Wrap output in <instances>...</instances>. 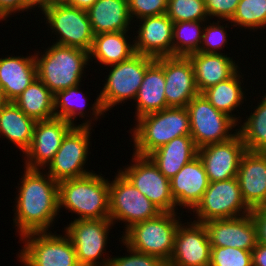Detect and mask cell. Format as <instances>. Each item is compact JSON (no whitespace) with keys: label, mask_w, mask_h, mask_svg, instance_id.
I'll return each instance as SVG.
<instances>
[{"label":"cell","mask_w":266,"mask_h":266,"mask_svg":"<svg viewBox=\"0 0 266 266\" xmlns=\"http://www.w3.org/2000/svg\"><path fill=\"white\" fill-rule=\"evenodd\" d=\"M239 71L229 79L219 82L201 93L217 110L229 115L237 123H240L242 119H239L240 116L236 117L232 111L237 110L236 108L244 103V99L246 101L244 87L241 86L240 80L242 76Z\"/></svg>","instance_id":"31"},{"label":"cell","mask_w":266,"mask_h":266,"mask_svg":"<svg viewBox=\"0 0 266 266\" xmlns=\"http://www.w3.org/2000/svg\"><path fill=\"white\" fill-rule=\"evenodd\" d=\"M135 37V53L154 59L173 56V21L166 15L139 19Z\"/></svg>","instance_id":"20"},{"label":"cell","mask_w":266,"mask_h":266,"mask_svg":"<svg viewBox=\"0 0 266 266\" xmlns=\"http://www.w3.org/2000/svg\"><path fill=\"white\" fill-rule=\"evenodd\" d=\"M24 6L30 10L34 9L35 7L43 12L47 8V0H22Z\"/></svg>","instance_id":"46"},{"label":"cell","mask_w":266,"mask_h":266,"mask_svg":"<svg viewBox=\"0 0 266 266\" xmlns=\"http://www.w3.org/2000/svg\"><path fill=\"white\" fill-rule=\"evenodd\" d=\"M131 129L133 153L148 156L174 138L190 135V120L186 107H169L136 119Z\"/></svg>","instance_id":"4"},{"label":"cell","mask_w":266,"mask_h":266,"mask_svg":"<svg viewBox=\"0 0 266 266\" xmlns=\"http://www.w3.org/2000/svg\"><path fill=\"white\" fill-rule=\"evenodd\" d=\"M96 1L97 0H68L66 4L87 11Z\"/></svg>","instance_id":"45"},{"label":"cell","mask_w":266,"mask_h":266,"mask_svg":"<svg viewBox=\"0 0 266 266\" xmlns=\"http://www.w3.org/2000/svg\"><path fill=\"white\" fill-rule=\"evenodd\" d=\"M199 223L229 219L251 213L243 200L237 177L209 183L202 199L192 210Z\"/></svg>","instance_id":"11"},{"label":"cell","mask_w":266,"mask_h":266,"mask_svg":"<svg viewBox=\"0 0 266 266\" xmlns=\"http://www.w3.org/2000/svg\"><path fill=\"white\" fill-rule=\"evenodd\" d=\"M112 225L110 219H75L66 226L65 233L73 243L80 266H109L111 256L106 259L102 254L106 253L103 251H106Z\"/></svg>","instance_id":"14"},{"label":"cell","mask_w":266,"mask_h":266,"mask_svg":"<svg viewBox=\"0 0 266 266\" xmlns=\"http://www.w3.org/2000/svg\"><path fill=\"white\" fill-rule=\"evenodd\" d=\"M155 61L164 69L168 107H186L200 94L195 82L194 69L188 57H161Z\"/></svg>","instance_id":"18"},{"label":"cell","mask_w":266,"mask_h":266,"mask_svg":"<svg viewBox=\"0 0 266 266\" xmlns=\"http://www.w3.org/2000/svg\"><path fill=\"white\" fill-rule=\"evenodd\" d=\"M168 0H128L131 19L159 16L166 14Z\"/></svg>","instance_id":"39"},{"label":"cell","mask_w":266,"mask_h":266,"mask_svg":"<svg viewBox=\"0 0 266 266\" xmlns=\"http://www.w3.org/2000/svg\"><path fill=\"white\" fill-rule=\"evenodd\" d=\"M224 21H229L231 26L248 28V30L255 31L258 28L264 30V27L266 28V0H240L233 17Z\"/></svg>","instance_id":"35"},{"label":"cell","mask_w":266,"mask_h":266,"mask_svg":"<svg viewBox=\"0 0 266 266\" xmlns=\"http://www.w3.org/2000/svg\"><path fill=\"white\" fill-rule=\"evenodd\" d=\"M119 172L161 212H176L170 179L166 178L148 156L132 155V164Z\"/></svg>","instance_id":"13"},{"label":"cell","mask_w":266,"mask_h":266,"mask_svg":"<svg viewBox=\"0 0 266 266\" xmlns=\"http://www.w3.org/2000/svg\"><path fill=\"white\" fill-rule=\"evenodd\" d=\"M35 123L14 102H8L0 112V138L4 136L24 154L32 143Z\"/></svg>","instance_id":"29"},{"label":"cell","mask_w":266,"mask_h":266,"mask_svg":"<svg viewBox=\"0 0 266 266\" xmlns=\"http://www.w3.org/2000/svg\"><path fill=\"white\" fill-rule=\"evenodd\" d=\"M127 33L128 31H121L95 35L89 60L92 62L95 59L100 65L109 67L132 57L135 54L134 41H129Z\"/></svg>","instance_id":"28"},{"label":"cell","mask_w":266,"mask_h":266,"mask_svg":"<svg viewBox=\"0 0 266 266\" xmlns=\"http://www.w3.org/2000/svg\"><path fill=\"white\" fill-rule=\"evenodd\" d=\"M129 255L112 257L109 266H167L161 258L132 250L123 241Z\"/></svg>","instance_id":"40"},{"label":"cell","mask_w":266,"mask_h":266,"mask_svg":"<svg viewBox=\"0 0 266 266\" xmlns=\"http://www.w3.org/2000/svg\"><path fill=\"white\" fill-rule=\"evenodd\" d=\"M61 208L77 214V220L109 219V181L97 173L58 183Z\"/></svg>","instance_id":"3"},{"label":"cell","mask_w":266,"mask_h":266,"mask_svg":"<svg viewBox=\"0 0 266 266\" xmlns=\"http://www.w3.org/2000/svg\"><path fill=\"white\" fill-rule=\"evenodd\" d=\"M24 169L21 183H18L13 219L20 237L49 231L59 215L58 182L43 170Z\"/></svg>","instance_id":"1"},{"label":"cell","mask_w":266,"mask_h":266,"mask_svg":"<svg viewBox=\"0 0 266 266\" xmlns=\"http://www.w3.org/2000/svg\"><path fill=\"white\" fill-rule=\"evenodd\" d=\"M155 61L154 58L135 53L132 57L120 63L109 65V74L105 77V84L92 104L91 120L88 119L78 126H92L96 120L108 110L125 103L130 99L135 100L146 69ZM127 100V101H126ZM93 118V119H92Z\"/></svg>","instance_id":"2"},{"label":"cell","mask_w":266,"mask_h":266,"mask_svg":"<svg viewBox=\"0 0 266 266\" xmlns=\"http://www.w3.org/2000/svg\"><path fill=\"white\" fill-rule=\"evenodd\" d=\"M87 12L94 35L130 30L128 0H97Z\"/></svg>","instance_id":"25"},{"label":"cell","mask_w":266,"mask_h":266,"mask_svg":"<svg viewBox=\"0 0 266 266\" xmlns=\"http://www.w3.org/2000/svg\"><path fill=\"white\" fill-rule=\"evenodd\" d=\"M208 16L219 20H230L240 0H204Z\"/></svg>","instance_id":"41"},{"label":"cell","mask_w":266,"mask_h":266,"mask_svg":"<svg viewBox=\"0 0 266 266\" xmlns=\"http://www.w3.org/2000/svg\"><path fill=\"white\" fill-rule=\"evenodd\" d=\"M19 239L25 243L18 254L24 266H80L76 251L67 234L51 231L31 232Z\"/></svg>","instance_id":"7"},{"label":"cell","mask_w":266,"mask_h":266,"mask_svg":"<svg viewBox=\"0 0 266 266\" xmlns=\"http://www.w3.org/2000/svg\"><path fill=\"white\" fill-rule=\"evenodd\" d=\"M73 127L70 122L56 117L36 121L32 143L24 153V168L45 170L60 148L64 136Z\"/></svg>","instance_id":"16"},{"label":"cell","mask_w":266,"mask_h":266,"mask_svg":"<svg viewBox=\"0 0 266 266\" xmlns=\"http://www.w3.org/2000/svg\"><path fill=\"white\" fill-rule=\"evenodd\" d=\"M199 21H180L173 25V56L187 57L190 54L199 52L205 22ZM204 23V24H203Z\"/></svg>","instance_id":"33"},{"label":"cell","mask_w":266,"mask_h":266,"mask_svg":"<svg viewBox=\"0 0 266 266\" xmlns=\"http://www.w3.org/2000/svg\"><path fill=\"white\" fill-rule=\"evenodd\" d=\"M185 224L181 222L177 228L172 256L166 265L210 266L212 247L204 223Z\"/></svg>","instance_id":"15"},{"label":"cell","mask_w":266,"mask_h":266,"mask_svg":"<svg viewBox=\"0 0 266 266\" xmlns=\"http://www.w3.org/2000/svg\"><path fill=\"white\" fill-rule=\"evenodd\" d=\"M257 229V241L266 245V205L251 210Z\"/></svg>","instance_id":"42"},{"label":"cell","mask_w":266,"mask_h":266,"mask_svg":"<svg viewBox=\"0 0 266 266\" xmlns=\"http://www.w3.org/2000/svg\"><path fill=\"white\" fill-rule=\"evenodd\" d=\"M197 153L198 148L192 137L183 135L158 148L148 157L166 178L171 179L186 163L195 158Z\"/></svg>","instance_id":"26"},{"label":"cell","mask_w":266,"mask_h":266,"mask_svg":"<svg viewBox=\"0 0 266 266\" xmlns=\"http://www.w3.org/2000/svg\"><path fill=\"white\" fill-rule=\"evenodd\" d=\"M44 52L34 54L37 78L55 95L81 84L84 68L89 65V52L52 43Z\"/></svg>","instance_id":"5"},{"label":"cell","mask_w":266,"mask_h":266,"mask_svg":"<svg viewBox=\"0 0 266 266\" xmlns=\"http://www.w3.org/2000/svg\"><path fill=\"white\" fill-rule=\"evenodd\" d=\"M117 173L114 180L109 181V219L113 224L125 222L124 234L134 224L162 212L119 171Z\"/></svg>","instance_id":"9"},{"label":"cell","mask_w":266,"mask_h":266,"mask_svg":"<svg viewBox=\"0 0 266 266\" xmlns=\"http://www.w3.org/2000/svg\"><path fill=\"white\" fill-rule=\"evenodd\" d=\"M252 266H266V245L257 243L253 248Z\"/></svg>","instance_id":"44"},{"label":"cell","mask_w":266,"mask_h":266,"mask_svg":"<svg viewBox=\"0 0 266 266\" xmlns=\"http://www.w3.org/2000/svg\"><path fill=\"white\" fill-rule=\"evenodd\" d=\"M21 111L35 121L55 117L54 94L36 78L14 101Z\"/></svg>","instance_id":"30"},{"label":"cell","mask_w":266,"mask_h":266,"mask_svg":"<svg viewBox=\"0 0 266 266\" xmlns=\"http://www.w3.org/2000/svg\"><path fill=\"white\" fill-rule=\"evenodd\" d=\"M80 85L59 91L54 95L55 117L70 122L73 126H76L74 120L77 119L78 115L79 118H84L86 116L85 113H87L86 111L83 112L86 107L85 100L87 97H84V94L80 91Z\"/></svg>","instance_id":"34"},{"label":"cell","mask_w":266,"mask_h":266,"mask_svg":"<svg viewBox=\"0 0 266 266\" xmlns=\"http://www.w3.org/2000/svg\"><path fill=\"white\" fill-rule=\"evenodd\" d=\"M166 15L173 23L209 20L204 0H168Z\"/></svg>","instance_id":"36"},{"label":"cell","mask_w":266,"mask_h":266,"mask_svg":"<svg viewBox=\"0 0 266 266\" xmlns=\"http://www.w3.org/2000/svg\"><path fill=\"white\" fill-rule=\"evenodd\" d=\"M190 130L196 147L220 143L234 137L239 124L229 115L217 110L202 94L194 97L186 106Z\"/></svg>","instance_id":"8"},{"label":"cell","mask_w":266,"mask_h":266,"mask_svg":"<svg viewBox=\"0 0 266 266\" xmlns=\"http://www.w3.org/2000/svg\"><path fill=\"white\" fill-rule=\"evenodd\" d=\"M253 113L243 123H238L240 134L247 151L266 152V94L262 96Z\"/></svg>","instance_id":"32"},{"label":"cell","mask_w":266,"mask_h":266,"mask_svg":"<svg viewBox=\"0 0 266 266\" xmlns=\"http://www.w3.org/2000/svg\"><path fill=\"white\" fill-rule=\"evenodd\" d=\"M211 246L252 251L257 245V229L251 213L244 216L215 219L204 223Z\"/></svg>","instance_id":"19"},{"label":"cell","mask_w":266,"mask_h":266,"mask_svg":"<svg viewBox=\"0 0 266 266\" xmlns=\"http://www.w3.org/2000/svg\"><path fill=\"white\" fill-rule=\"evenodd\" d=\"M208 185L206 170L197 155L170 179L171 195L176 207H187L192 211L202 199Z\"/></svg>","instance_id":"22"},{"label":"cell","mask_w":266,"mask_h":266,"mask_svg":"<svg viewBox=\"0 0 266 266\" xmlns=\"http://www.w3.org/2000/svg\"><path fill=\"white\" fill-rule=\"evenodd\" d=\"M134 102L135 119L169 108L165 97L164 69L156 61L146 69Z\"/></svg>","instance_id":"27"},{"label":"cell","mask_w":266,"mask_h":266,"mask_svg":"<svg viewBox=\"0 0 266 266\" xmlns=\"http://www.w3.org/2000/svg\"><path fill=\"white\" fill-rule=\"evenodd\" d=\"M237 179L243 200L251 210L266 205V152L246 151Z\"/></svg>","instance_id":"21"},{"label":"cell","mask_w":266,"mask_h":266,"mask_svg":"<svg viewBox=\"0 0 266 266\" xmlns=\"http://www.w3.org/2000/svg\"><path fill=\"white\" fill-rule=\"evenodd\" d=\"M210 266H252V251L211 246Z\"/></svg>","instance_id":"37"},{"label":"cell","mask_w":266,"mask_h":266,"mask_svg":"<svg viewBox=\"0 0 266 266\" xmlns=\"http://www.w3.org/2000/svg\"><path fill=\"white\" fill-rule=\"evenodd\" d=\"M178 212H162L158 216L134 224L121 238L132 250L154 255L168 262L174 249V239L181 223Z\"/></svg>","instance_id":"6"},{"label":"cell","mask_w":266,"mask_h":266,"mask_svg":"<svg viewBox=\"0 0 266 266\" xmlns=\"http://www.w3.org/2000/svg\"><path fill=\"white\" fill-rule=\"evenodd\" d=\"M91 126H74L65 136L53 160L47 166L56 182L79 178L93 172L84 168L88 161ZM89 152V153H88Z\"/></svg>","instance_id":"12"},{"label":"cell","mask_w":266,"mask_h":266,"mask_svg":"<svg viewBox=\"0 0 266 266\" xmlns=\"http://www.w3.org/2000/svg\"><path fill=\"white\" fill-rule=\"evenodd\" d=\"M36 78L34 55L0 58V88L9 102H13Z\"/></svg>","instance_id":"24"},{"label":"cell","mask_w":266,"mask_h":266,"mask_svg":"<svg viewBox=\"0 0 266 266\" xmlns=\"http://www.w3.org/2000/svg\"><path fill=\"white\" fill-rule=\"evenodd\" d=\"M20 11H28L24 6L22 0H0V20H6L10 15L14 13H20ZM13 13V14H12Z\"/></svg>","instance_id":"43"},{"label":"cell","mask_w":266,"mask_h":266,"mask_svg":"<svg viewBox=\"0 0 266 266\" xmlns=\"http://www.w3.org/2000/svg\"><path fill=\"white\" fill-rule=\"evenodd\" d=\"M224 54V55H223ZM193 66L199 93L232 77L240 67L225 53L196 52L187 56Z\"/></svg>","instance_id":"23"},{"label":"cell","mask_w":266,"mask_h":266,"mask_svg":"<svg viewBox=\"0 0 266 266\" xmlns=\"http://www.w3.org/2000/svg\"><path fill=\"white\" fill-rule=\"evenodd\" d=\"M41 13L45 16L46 24H49L52 33L55 32L57 35L58 39L54 44L87 52L91 50L95 35L86 10L64 3L51 5Z\"/></svg>","instance_id":"10"},{"label":"cell","mask_w":266,"mask_h":266,"mask_svg":"<svg viewBox=\"0 0 266 266\" xmlns=\"http://www.w3.org/2000/svg\"><path fill=\"white\" fill-rule=\"evenodd\" d=\"M68 0H47V7L55 4H64L67 3Z\"/></svg>","instance_id":"48"},{"label":"cell","mask_w":266,"mask_h":266,"mask_svg":"<svg viewBox=\"0 0 266 266\" xmlns=\"http://www.w3.org/2000/svg\"><path fill=\"white\" fill-rule=\"evenodd\" d=\"M247 149L240 134L231 139L198 149L209 183L237 177L240 161Z\"/></svg>","instance_id":"17"},{"label":"cell","mask_w":266,"mask_h":266,"mask_svg":"<svg viewBox=\"0 0 266 266\" xmlns=\"http://www.w3.org/2000/svg\"><path fill=\"white\" fill-rule=\"evenodd\" d=\"M9 101L3 93V90L0 88V112L7 105Z\"/></svg>","instance_id":"47"},{"label":"cell","mask_w":266,"mask_h":266,"mask_svg":"<svg viewBox=\"0 0 266 266\" xmlns=\"http://www.w3.org/2000/svg\"><path fill=\"white\" fill-rule=\"evenodd\" d=\"M221 22L217 20V23L209 22V24L204 26L202 42L199 52L204 53H216L220 54L223 46L227 45V31L225 28L229 27L227 24L225 26L219 25Z\"/></svg>","instance_id":"38"}]
</instances>
